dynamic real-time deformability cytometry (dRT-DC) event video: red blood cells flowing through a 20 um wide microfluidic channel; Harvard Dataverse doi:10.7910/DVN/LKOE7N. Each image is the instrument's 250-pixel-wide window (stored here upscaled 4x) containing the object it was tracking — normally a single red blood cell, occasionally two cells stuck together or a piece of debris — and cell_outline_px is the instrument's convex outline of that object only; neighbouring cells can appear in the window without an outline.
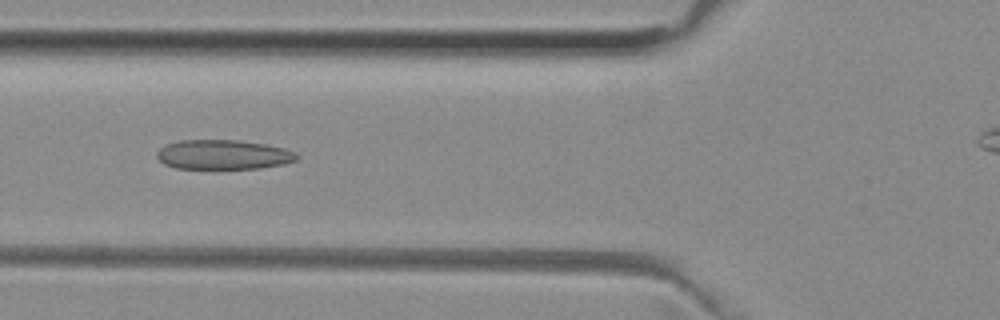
{"species": "common noctule bat (a hibernating species)", "species_latin": "Nyctalus noctula", "temperature_condition": "room temperature", "stored_images_in_passage": 37, "camera_frame_rate_fps": 3000, "um_per_image_px": 0.085, "animal": {"sex": "female", "body_mass_g": 29.2, "forearm_length_mm": 56.3}, "frame": {"image": 1, "passage_image": 11, "time_ms": 3.333, "image_size_px": [1000, 320], "cell_outline_px": [[296, 160], [284, 164], [260, 168], [176, 168], [164, 164], [156, 156], [156, 152], [164, 144], [180, 140], [236, 140], [264, 144], [284, 148], [296, 152]], "centroid_in_image_um": [18.94, 13.14], "position_along_channel_um": 106.9, "area_um2": 23.99}}
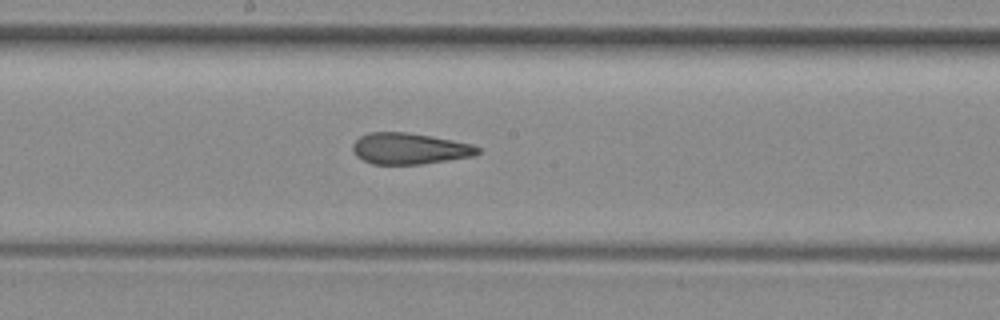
{"frame": {"image": 2, "passage_image": 19, "time_ms": 6.0, "image_size_px": [1000, 320], "cell_outline_px": [[480, 152], [472, 156], [448, 160], [420, 164], [372, 164], [356, 156], [352, 148], [352, 144], [360, 136], [368, 132], [408, 132], [432, 136], [472, 144], [480, 148]], "centroid_in_image_um": [34.79, 12.62], "position_along_channel_um": 213.4, "area_um2": 22.72}}
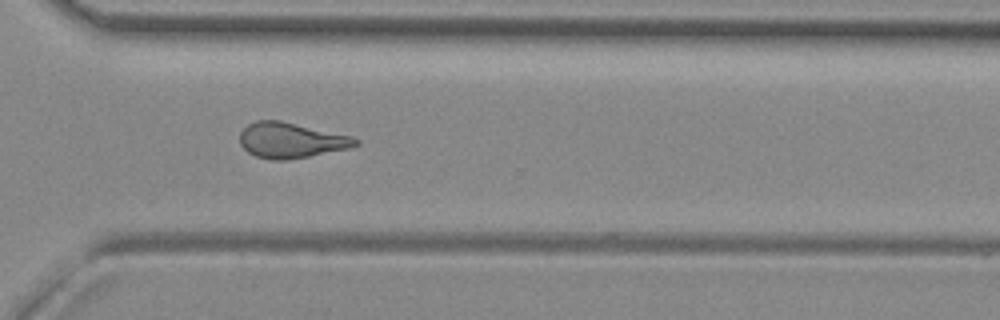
{"frame": {"image": 3, "passage_image": 29, "time_ms": 9.333, "image_size_px": [1000, 320], "cell_outline_px": [[360, 144], [348, 148], [288, 160], [272, 160], [256, 156], [248, 152], [240, 144], [240, 132], [248, 124], [256, 120], [280, 120], [352, 136], [360, 140]], "centroid_in_image_um": [24.73, 11.92], "position_along_channel_um": 345.9, "area_um2": 23.81}, "authors_computed_cell_mechanics": {"area_um2": 23.6402, "velocity_mm_per_s": 3.985, "shape_relaxation_time_tau1_ms": null, "shape_relaxation_time_tau2_ms": 2.2627, "deformation_change_tau1": null, "deformation_change_tau2": 0.1095}}